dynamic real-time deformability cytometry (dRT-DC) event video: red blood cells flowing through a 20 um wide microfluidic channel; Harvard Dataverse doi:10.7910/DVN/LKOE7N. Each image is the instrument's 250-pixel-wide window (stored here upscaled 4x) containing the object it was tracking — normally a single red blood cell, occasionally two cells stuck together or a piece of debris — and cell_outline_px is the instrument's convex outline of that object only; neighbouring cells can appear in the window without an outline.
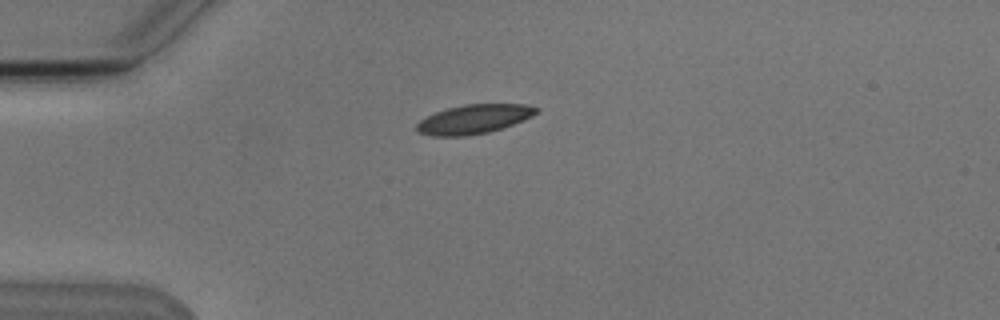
{"species": "Egyptian fruit bat (a non-hibernating species)", "species_latin": "Rousettus aegyptiacus", "temperature_condition": "cold", "stored_images_in_passage": 7, "camera_frame_rate_fps": 3000, "um_per_image_px": 0.085, "animal": {"sex": "male"}, "frame": {"image": 1, "passage_image": 1, "time_ms": 0.0, "image_size_px": [1000, 320], "cell_outline_px": [[540, 108], [532, 116], [524, 120], [488, 132], [464, 136], [432, 136], [420, 132], [416, 128], [416, 124], [420, 120], [436, 112], [448, 108], [464, 104], [524, 104]], "centroid_in_image_um": [40.28, 10.12], "position_along_channel_um": 44.7, "area_um2": 20.06}}
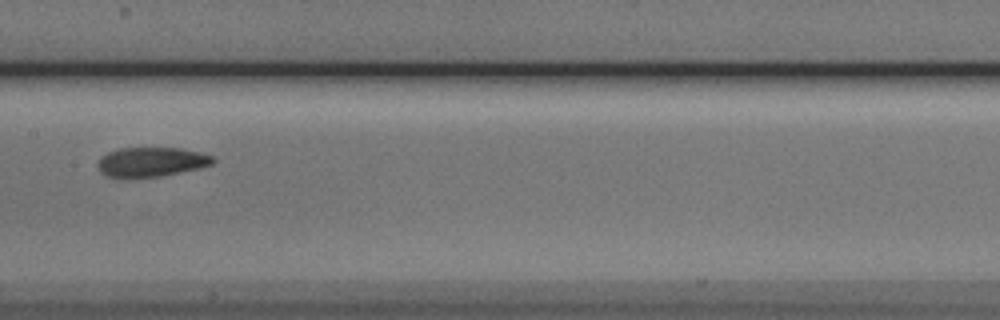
{"frame": {"image": 2, "passage_image": 5, "time_ms": 4.667, "image_size_px": [1000, 320], "cell_outline_px": [[216, 160], [212, 164], [200, 168], [160, 176], [108, 176], [100, 172], [96, 164], [100, 156], [108, 152], [120, 148], [180, 148], [200, 152], [212, 156]], "centroid_in_image_um": [12.86, 13.74], "position_along_channel_um": 194.5, "area_um2": 19.54}}
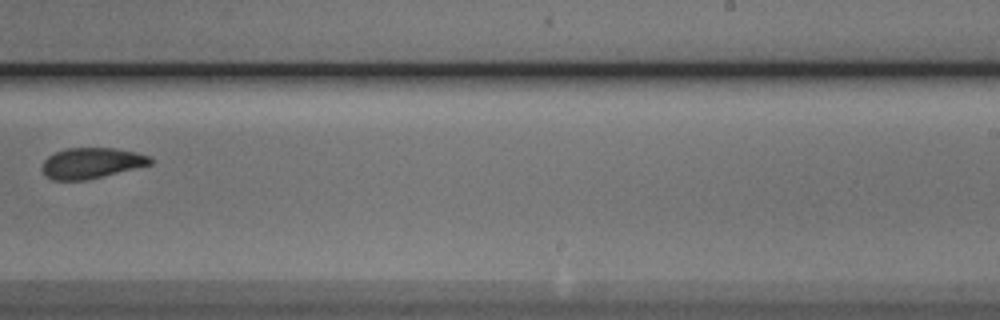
{"frame": {"image": 3, "passage_image": 7, "time_ms": 7.0, "image_size_px": [1000, 320], "cell_outline_px": [[152, 164], [88, 180], [52, 180], [44, 176], [40, 168], [44, 160], [48, 156], [56, 152], [68, 148], [112, 148], [136, 152], [148, 156], [152, 160]], "centroid_in_image_um": [7.72, 13.87], "position_along_channel_um": 281.3, "area_um2": 19.42}}